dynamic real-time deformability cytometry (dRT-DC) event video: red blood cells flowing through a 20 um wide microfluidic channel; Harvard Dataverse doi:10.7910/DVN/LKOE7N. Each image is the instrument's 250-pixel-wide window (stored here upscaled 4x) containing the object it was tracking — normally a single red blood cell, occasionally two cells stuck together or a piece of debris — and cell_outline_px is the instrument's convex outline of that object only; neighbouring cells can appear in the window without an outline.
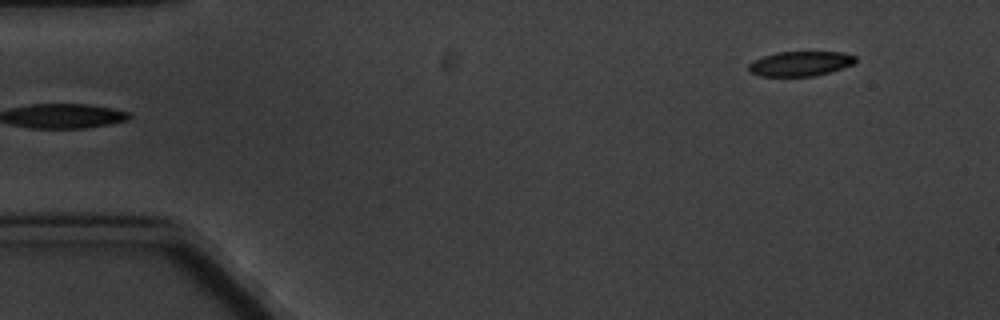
{"species": "common noctule bat (a hibernating species)", "species_latin": "Nyctalus noctula", "temperature_condition": "cold", "stored_images_in_passage": 5, "segment_of_instrument_passage": [2, 2], "camera_frame_rate_fps": 3000, "um_per_image_px": 0.085, "animal": {"sex": "male", "body_mass_g": 20.1, "forearm_length_mm": 53.5}, "frame": {"image": 1, "passage_image": 5, "time_ms": 5.333, "image_size_px": [1000, 320], "cell_outline_px": [[856, 60], [852, 64], [828, 72], [812, 76], [760, 76], [748, 72], [748, 64], [752, 60], [776, 52], [840, 52], [856, 56]], "centroid_in_image_um": [67.95, 5.41], "position_along_channel_um": 17.1, "area_um2": 15.32}}